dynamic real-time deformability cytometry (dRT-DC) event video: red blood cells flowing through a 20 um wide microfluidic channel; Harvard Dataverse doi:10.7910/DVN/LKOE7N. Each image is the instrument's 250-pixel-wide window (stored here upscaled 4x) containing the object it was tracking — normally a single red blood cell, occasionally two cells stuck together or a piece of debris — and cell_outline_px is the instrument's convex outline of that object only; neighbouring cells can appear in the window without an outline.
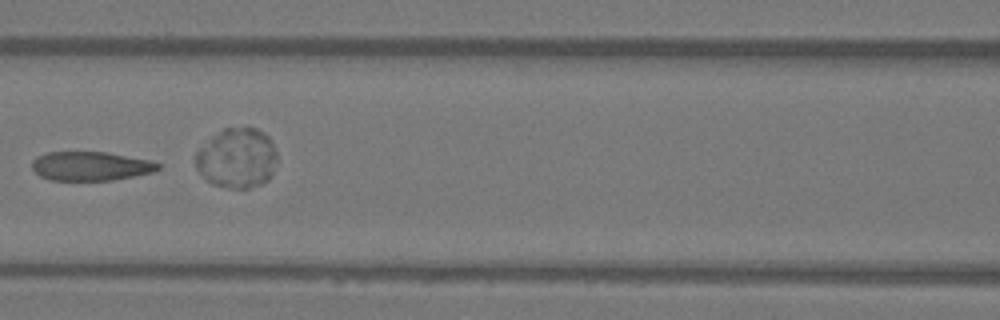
{"species": "Egyptian fruit bat (a non-hibernating species)", "species_latin": "Rousettus aegyptiacus", "temperature_condition": "warm", "stored_images_in_passage": 8, "camera_frame_rate_fps": 3000, "um_per_image_px": 0.085, "animal": {"sex": "female"}, "frame": {"image": 1, "passage_image": 6, "time_ms": 1.667, "image_size_px": [1000, 320], "cell_outline_px": [[160, 168], [152, 172], [112, 180], [48, 180], [40, 176], [32, 168], [32, 160], [36, 156], [48, 152], [108, 152], [152, 160], [160, 164]], "centroid_in_image_um": [7.7, 14.11], "position_along_channel_um": 158.9, "area_um2": 21.39}}
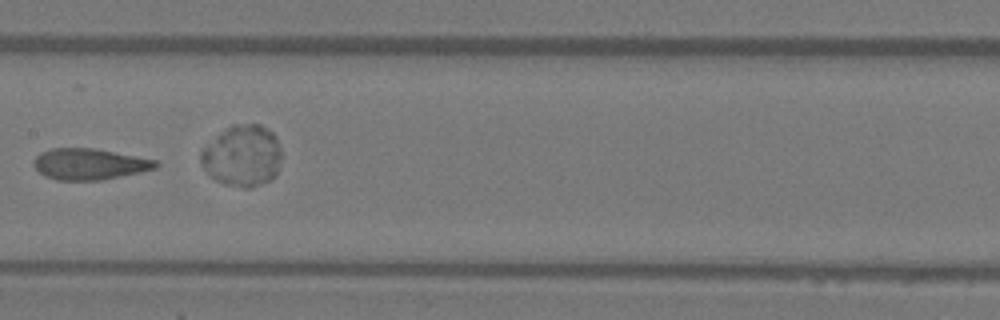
{"frame": {"image": 2, "passage_image": 7, "time_ms": 2.0, "image_size_px": [1000, 320], "cell_outline_px": [[160, 164], [156, 168], [140, 172], [104, 180], [56, 180], [44, 176], [32, 164], [32, 160], [40, 152], [52, 148], [96, 148], [156, 160]], "centroid_in_image_um": [7.58, 13.94], "position_along_channel_um": 199.8, "area_um2": 22.31}}
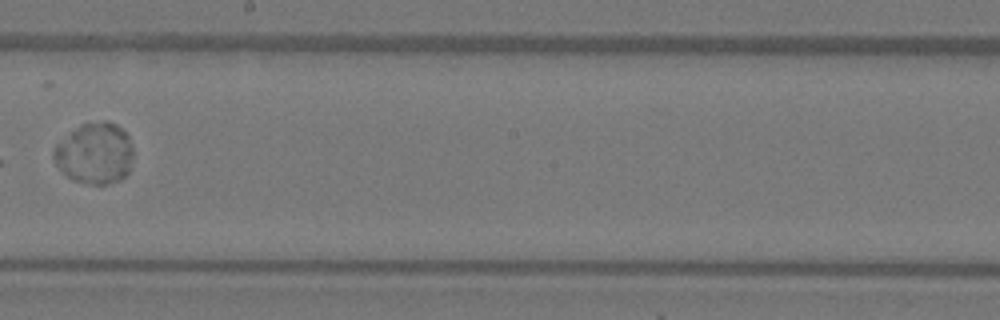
{"frame": {"image": 3, "passage_image": 8, "time_ms": 2.333, "image_size_px": [1000, 320], "cell_outline_px": [[132, 156], [128, 172], [120, 180], [108, 184], [92, 184], [72, 180], [56, 164], [52, 156], [52, 152], [72, 132], [84, 124], [104, 120], [108, 120], [116, 124], [128, 136], [132, 148]], "centroid_in_image_um": [8.09, 13.06], "position_along_channel_um": 240.1, "area_um2": 27.63}}